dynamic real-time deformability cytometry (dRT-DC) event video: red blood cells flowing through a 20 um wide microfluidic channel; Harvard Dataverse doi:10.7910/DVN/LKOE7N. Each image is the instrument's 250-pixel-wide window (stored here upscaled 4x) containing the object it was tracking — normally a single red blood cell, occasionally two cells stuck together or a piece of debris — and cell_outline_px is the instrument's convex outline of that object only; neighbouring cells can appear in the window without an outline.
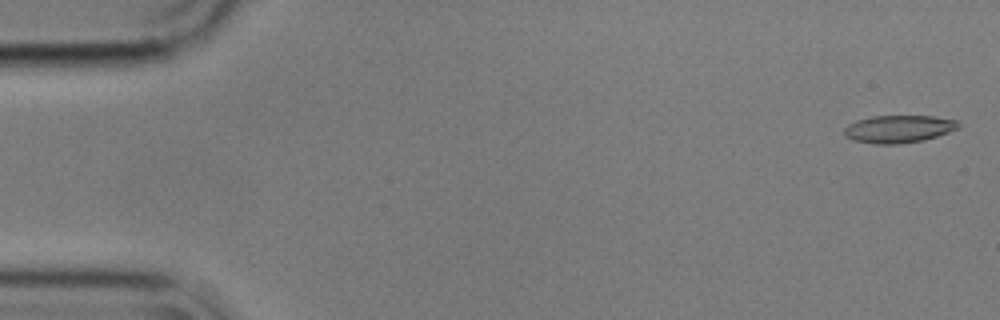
{"species": "common noctule bat (a hibernating species)", "species_latin": "Nyctalus noctula", "temperature_condition": "cold", "stored_images_in_passage": 56, "camera_frame_rate_fps": 3000, "um_per_image_px": 0.085, "animal": {"sex": "male", "body_mass_g": 17.9}, "frame": {"image": 1, "passage_image": 2, "time_ms": 0.333, "image_size_px": [1000, 320], "cell_outline_px": [[960, 124], [956, 128], [948, 132], [924, 140], [896, 144], [876, 144], [852, 140], [844, 136], [844, 128], [848, 124], [856, 120], [872, 116], [936, 116], [956, 120]], "centroid_in_image_um": [76.34, 10.96], "position_along_channel_um": 8.7, "area_um2": 18.32}}
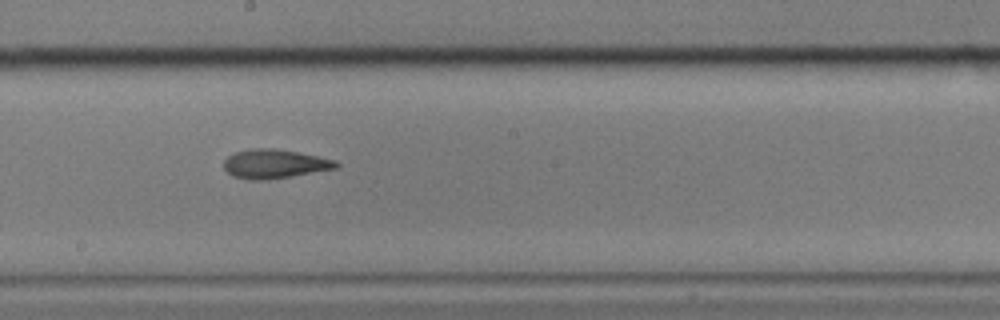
{"frame": {"image": 2, "passage_image": 31, "time_ms": 10.0, "image_size_px": [1000, 320], "cell_outline_px": [[340, 164], [336, 168], [268, 180], [248, 180], [232, 176], [224, 168], [224, 160], [232, 152], [252, 148], [276, 148], [336, 160]], "centroid_in_image_um": [23.29, 13.93], "position_along_channel_um": 224.9, "area_um2": 19.02}}
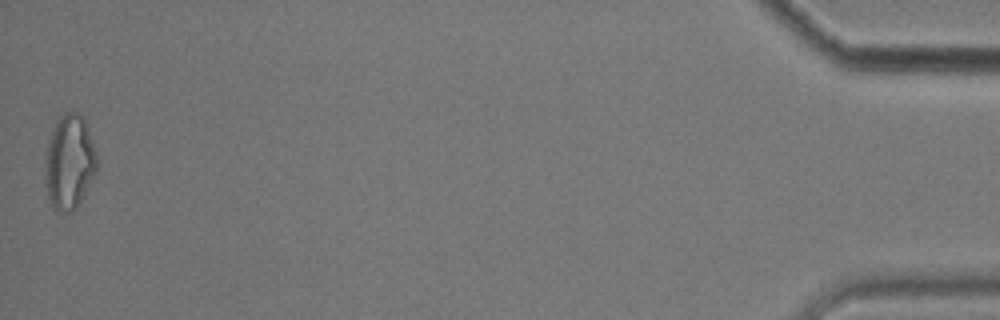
{"frame": {"image": 3, "passage_image": 56, "time_ms": 18.333, "image_size_px": [1000, 320], "cell_outline_px": [[100, 164], [96, 176], [76, 208], [72, 212], [56, 212], [52, 208], [48, 196], [44, 180], [48, 140], [52, 128], [56, 120], [60, 116], [68, 112], [80, 112], [84, 120], [96, 148], [100, 160]], "centroid_in_image_um": [5.94, 13.8], "position_along_channel_um": 429.3, "area_um2": 29.36}, "authors_computed_cell_mechanics": {"area_um2": 19.1029, "velocity_mm_per_s": 3.5665, "shape_relaxation_time_tau1_ms": 3.759, "shape_relaxation_time_tau2_ms": 5.7732, "deformation_change_tau1": 0.1249, "deformation_change_tau2": 0.1377}}